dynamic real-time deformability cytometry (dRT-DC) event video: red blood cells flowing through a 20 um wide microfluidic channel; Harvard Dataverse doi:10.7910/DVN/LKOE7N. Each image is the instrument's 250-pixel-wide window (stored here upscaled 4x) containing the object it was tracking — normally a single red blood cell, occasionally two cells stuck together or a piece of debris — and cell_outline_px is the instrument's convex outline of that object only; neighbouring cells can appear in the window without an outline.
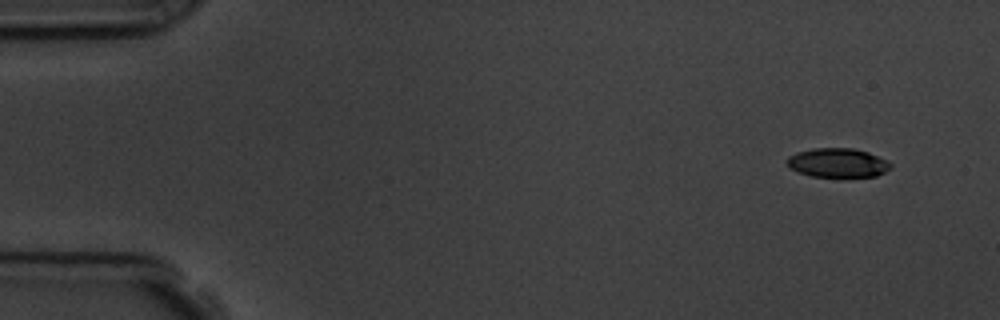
{"species": "common noctule bat (a hibernating species)", "species_latin": "Nyctalus noctula", "temperature_condition": "room temperature", "stored_images_in_passage": 11, "camera_frame_rate_fps": 3000, "um_per_image_px": 0.085, "animal": {"sex": "male", "body_mass_g": 19.5, "forearm_length_mm": 54.6}, "frame": {"image": 1, "passage_image": 1, "time_ms": 0.0, "image_size_px": [1000, 320], "cell_outline_px": [[892, 168], [876, 176], [812, 176], [800, 172], [792, 168], [784, 160], [788, 156], [796, 152], [816, 148], [852, 148], [868, 152], [892, 164]], "centroid_in_image_um": [71.19, 13.82], "position_along_channel_um": 13.8, "area_um2": 17.28}}
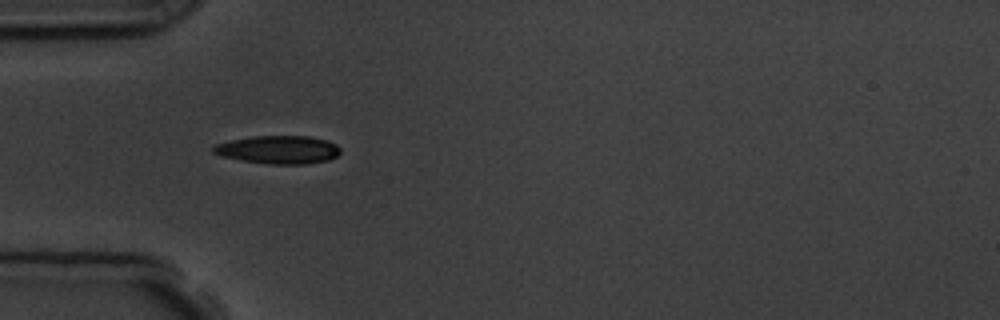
{"frame": {"image": 2, "passage_image": 5, "time_ms": 4.333, "image_size_px": [1000, 320], "cell_outline_px": [[340, 152], [336, 156], [328, 160], [304, 164], [268, 164], [244, 160], [224, 156], [212, 152], [212, 148], [216, 144], [232, 140], [252, 136], [308, 136], [328, 140], [336, 144], [340, 148]], "centroid_in_image_um": [23.7, 12.71], "position_along_channel_um": 61.3, "area_um2": 20.63}}
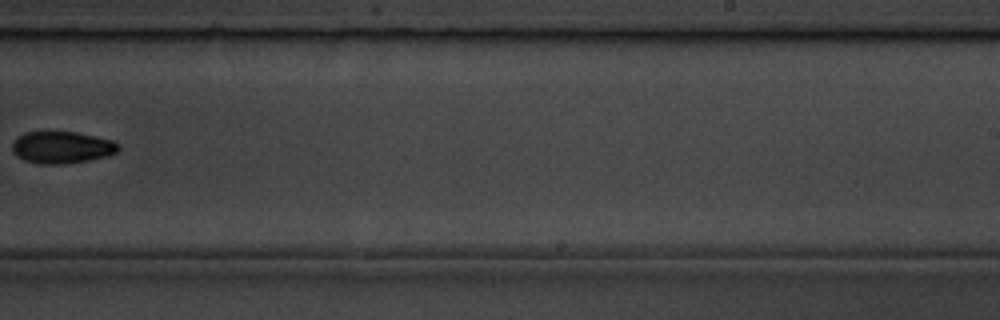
{"frame": {"image": 3, "passage_image": 10, "time_ms": 10.333, "image_size_px": [1000, 320], "cell_outline_px": [[120, 148], [116, 152], [108, 156], [88, 160], [64, 164], [36, 164], [24, 160], [16, 156], [12, 152], [12, 144], [16, 136], [24, 132], [76, 132], [112, 140], [120, 144]], "centroid_in_image_um": [5.23, 12.53], "position_along_channel_um": 283.8, "area_um2": 20.0}}